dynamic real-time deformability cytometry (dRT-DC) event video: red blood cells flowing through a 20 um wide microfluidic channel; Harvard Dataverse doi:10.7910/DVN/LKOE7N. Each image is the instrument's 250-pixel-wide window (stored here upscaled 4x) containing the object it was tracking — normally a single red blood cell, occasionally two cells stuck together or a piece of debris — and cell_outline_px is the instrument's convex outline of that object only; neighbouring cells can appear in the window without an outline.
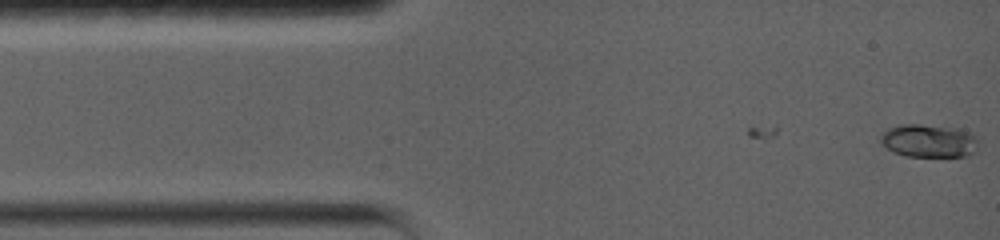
{"species": "common noctule bat (a hibernating species)", "species_latin": "Nyctalus noctula", "temperature_condition": "warm", "stored_images_in_passage": 87, "camera_frame_rate_fps": 5000, "um_per_image_px": 0.085, "animal": {"sex": "female", "body_mass_g": 19.0, "forearm_length_mm": 56.7}, "frame": {"image": 1, "passage_image": 1, "time_ms": 0.0, "image_size_px": [1000, 240], "cell_outline_px": [[976, 152], [968, 156], [904, 156], [892, 152], [880, 144], [880, 136], [888, 128], [900, 124], [920, 124], [960, 128], [972, 132], [976, 136]], "centroid_in_image_um": [78.94, 11.96], "position_along_channel_um": 6.1, "area_um2": 19.19}}
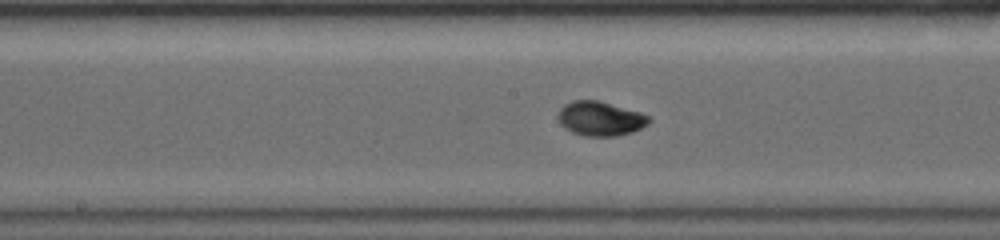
{"frame": {"image": 2, "passage_image": 37, "time_ms": 7.2, "image_size_px": [1000, 240], "cell_outline_px": [[652, 120], [648, 124], [632, 132], [616, 136], [584, 136], [572, 132], [564, 128], [560, 124], [556, 116], [560, 108], [564, 104], [572, 100], [600, 100], [640, 112], [648, 116]], "centroid_in_image_um": [50.99, 10.07], "position_along_channel_um": 197.2, "area_um2": 18.44}}
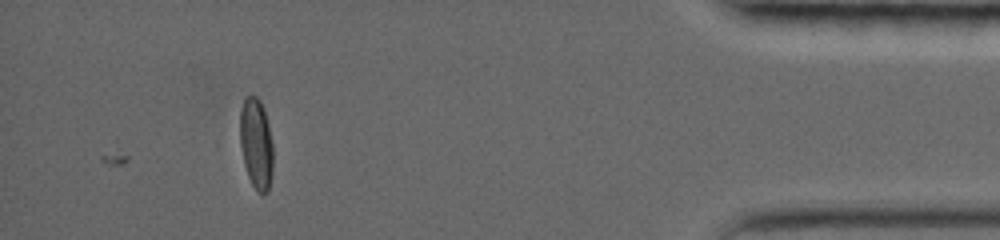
{"frame": {"image": 3, "passage_image": 74, "time_ms": 14.6, "image_size_px": [1000, 240], "cell_outline_px": [[272, 164], [268, 188], [264, 192], [260, 192], [252, 184], [244, 160], [240, 136], [240, 116], [244, 100], [248, 96], [256, 96], [264, 112], [268, 128], [272, 148]], "centroid_in_image_um": [21.76, 12.18], "position_along_channel_um": 413.4, "area_um2": 16.24}, "authors_computed_cell_mechanics": {"area_um2": 16.5886, "velocity_mm_per_s": 3.7721, "shape_relaxation_time_tau1_ms": 5.1923, "shape_relaxation_time_tau2_ms": null, "deformation_change_tau1": 0.1866, "deformation_change_tau2": null}}